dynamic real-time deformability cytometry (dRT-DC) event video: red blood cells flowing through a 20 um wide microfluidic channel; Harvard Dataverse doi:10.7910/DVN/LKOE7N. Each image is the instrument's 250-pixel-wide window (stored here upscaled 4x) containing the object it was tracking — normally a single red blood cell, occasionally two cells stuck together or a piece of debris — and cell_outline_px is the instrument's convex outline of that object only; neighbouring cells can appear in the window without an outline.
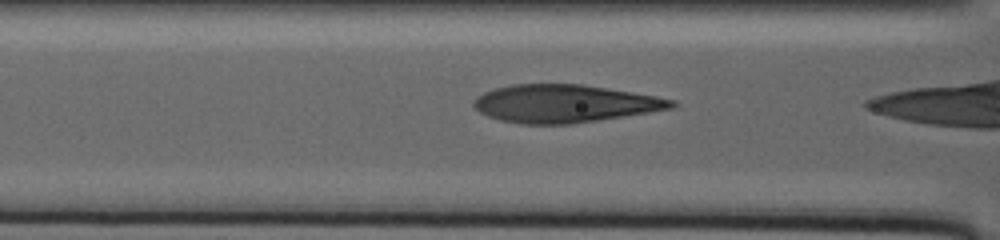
{"species": "human", "species_latin": "Homo sapiens", "temperature_condition": "warm", "stored_images_in_passage": 22, "camera_frame_rate_fps": 3000, "um_per_image_px": 0.085, "donor": {"sex": "male"}, "frame": {"image": 1, "passage_image": 19, "time_ms": 15.667, "image_size_px": [1000, 240], "cell_outline_px": [[676, 104], [672, 108], [648, 112], [572, 124], [520, 124], [500, 120], [488, 116], [480, 112], [472, 104], [476, 96], [484, 92], [496, 88], [512, 84], [584, 84], [656, 96], [676, 100]], "centroid_in_image_um": [47.96, 8.8], "position_along_channel_um": 118.6, "area_um2": 43.47}}